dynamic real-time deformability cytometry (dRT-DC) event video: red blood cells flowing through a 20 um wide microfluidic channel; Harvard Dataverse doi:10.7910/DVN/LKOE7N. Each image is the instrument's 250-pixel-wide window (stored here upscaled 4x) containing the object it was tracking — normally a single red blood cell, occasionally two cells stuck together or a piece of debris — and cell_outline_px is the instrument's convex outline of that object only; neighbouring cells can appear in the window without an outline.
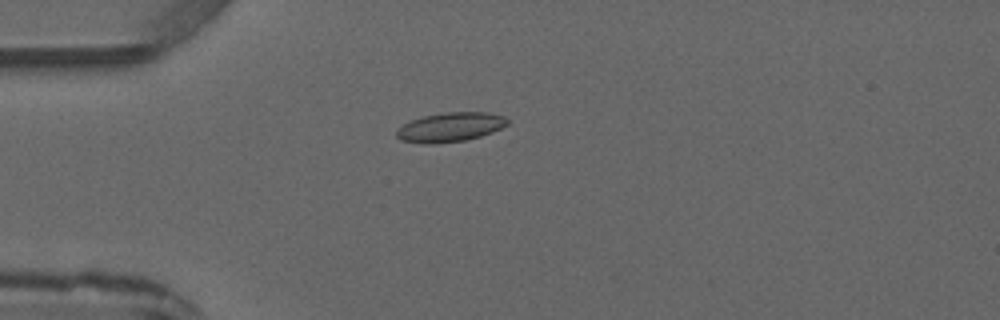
{"species": "common noctule bat (a hibernating species)", "species_latin": "Nyctalus noctula", "temperature_condition": "warm", "stored_images_in_passage": 2, "camera_frame_rate_fps": 3000, "um_per_image_px": 0.085, "animal": {"sex": "male", "forearm_length_mm": 52.5}, "frame": {"image": 1, "passage_image": 2, "time_ms": 1.0, "image_size_px": [1000, 320], "cell_outline_px": [[508, 124], [492, 132], [480, 136], [464, 140], [432, 144], [424, 144], [400, 140], [396, 136], [396, 128], [412, 120], [424, 116], [444, 112], [488, 112], [504, 116], [508, 120]], "centroid_in_image_um": [38.25, 10.8], "position_along_channel_um": 46.8, "area_um2": 18.9}}